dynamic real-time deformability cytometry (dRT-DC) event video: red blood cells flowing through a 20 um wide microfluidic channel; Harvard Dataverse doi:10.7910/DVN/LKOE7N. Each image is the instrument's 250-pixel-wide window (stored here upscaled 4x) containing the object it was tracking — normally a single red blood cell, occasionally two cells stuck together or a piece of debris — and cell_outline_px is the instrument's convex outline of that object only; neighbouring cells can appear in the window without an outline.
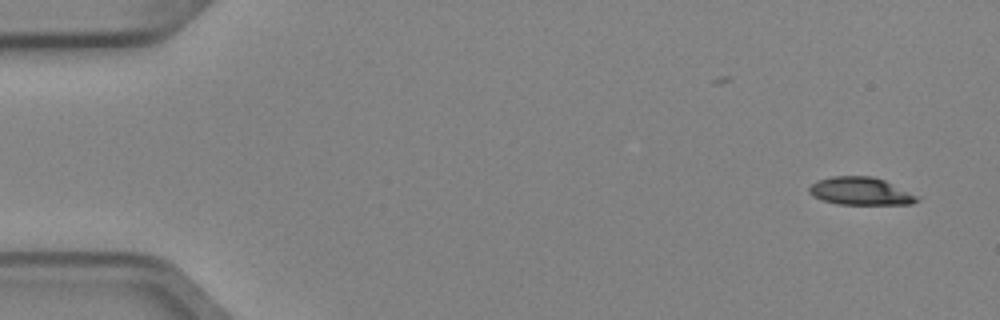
{"species": "Egyptian fruit bat (a non-hibernating species)", "species_latin": "Rousettus aegyptiacus", "temperature_condition": "cold", "stored_images_in_passage": 2, "camera_frame_rate_fps": 3000, "um_per_image_px": 0.085, "animal": {"sex": "female"}, "frame": {"image": 1, "passage_image": 2, "time_ms": 0.333, "image_size_px": [1000, 320], "cell_outline_px": [[924, 196], [920, 200], [912, 204], [836, 204], [812, 196], [808, 192], [808, 188], [816, 180], [832, 176], [872, 176], [884, 180]], "centroid_in_image_um": [73.22, 16.25], "position_along_channel_um": 11.8, "area_um2": 17.86}}